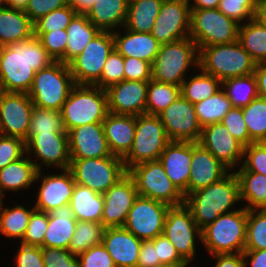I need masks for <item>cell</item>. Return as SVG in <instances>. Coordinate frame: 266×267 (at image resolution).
<instances>
[{"label": "cell", "instance_id": "1", "mask_svg": "<svg viewBox=\"0 0 266 267\" xmlns=\"http://www.w3.org/2000/svg\"><path fill=\"white\" fill-rule=\"evenodd\" d=\"M53 62L36 36L0 47V91L28 93L35 73Z\"/></svg>", "mask_w": 266, "mask_h": 267}, {"label": "cell", "instance_id": "2", "mask_svg": "<svg viewBox=\"0 0 266 267\" xmlns=\"http://www.w3.org/2000/svg\"><path fill=\"white\" fill-rule=\"evenodd\" d=\"M238 201L240 202L239 181L234 171L208 187L190 193L185 197L184 204L202 230L221 214L234 211L230 207Z\"/></svg>", "mask_w": 266, "mask_h": 267}, {"label": "cell", "instance_id": "3", "mask_svg": "<svg viewBox=\"0 0 266 267\" xmlns=\"http://www.w3.org/2000/svg\"><path fill=\"white\" fill-rule=\"evenodd\" d=\"M198 69L223 82L254 73L256 62L238 41L199 48Z\"/></svg>", "mask_w": 266, "mask_h": 267}, {"label": "cell", "instance_id": "4", "mask_svg": "<svg viewBox=\"0 0 266 267\" xmlns=\"http://www.w3.org/2000/svg\"><path fill=\"white\" fill-rule=\"evenodd\" d=\"M60 112L67 133L75 127L103 122L109 113L107 92L95 85H75Z\"/></svg>", "mask_w": 266, "mask_h": 267}, {"label": "cell", "instance_id": "5", "mask_svg": "<svg viewBox=\"0 0 266 267\" xmlns=\"http://www.w3.org/2000/svg\"><path fill=\"white\" fill-rule=\"evenodd\" d=\"M247 209L242 207L221 214L201 230V241L212 255L243 253L245 250Z\"/></svg>", "mask_w": 266, "mask_h": 267}, {"label": "cell", "instance_id": "6", "mask_svg": "<svg viewBox=\"0 0 266 267\" xmlns=\"http://www.w3.org/2000/svg\"><path fill=\"white\" fill-rule=\"evenodd\" d=\"M75 85L68 64L54 61L35 73L28 96L35 106L61 111Z\"/></svg>", "mask_w": 266, "mask_h": 267}, {"label": "cell", "instance_id": "7", "mask_svg": "<svg viewBox=\"0 0 266 267\" xmlns=\"http://www.w3.org/2000/svg\"><path fill=\"white\" fill-rule=\"evenodd\" d=\"M198 60V47L190 37L162 44L151 65L152 80L181 86L187 69L198 67Z\"/></svg>", "mask_w": 266, "mask_h": 267}, {"label": "cell", "instance_id": "8", "mask_svg": "<svg viewBox=\"0 0 266 267\" xmlns=\"http://www.w3.org/2000/svg\"><path fill=\"white\" fill-rule=\"evenodd\" d=\"M169 142L170 139L159 116L137 115L133 144L122 158L126 170L140 163L159 160Z\"/></svg>", "mask_w": 266, "mask_h": 267}, {"label": "cell", "instance_id": "9", "mask_svg": "<svg viewBox=\"0 0 266 267\" xmlns=\"http://www.w3.org/2000/svg\"><path fill=\"white\" fill-rule=\"evenodd\" d=\"M190 34L198 49L238 41L239 26L216 9H190Z\"/></svg>", "mask_w": 266, "mask_h": 267}, {"label": "cell", "instance_id": "10", "mask_svg": "<svg viewBox=\"0 0 266 267\" xmlns=\"http://www.w3.org/2000/svg\"><path fill=\"white\" fill-rule=\"evenodd\" d=\"M128 174L133 178L139 196L170 207L184 204V194L171 182L159 160L137 164L128 170Z\"/></svg>", "mask_w": 266, "mask_h": 267}, {"label": "cell", "instance_id": "11", "mask_svg": "<svg viewBox=\"0 0 266 267\" xmlns=\"http://www.w3.org/2000/svg\"><path fill=\"white\" fill-rule=\"evenodd\" d=\"M74 181L104 194L123 178L128 171L119 156L101 158L71 159L70 167Z\"/></svg>", "mask_w": 266, "mask_h": 267}, {"label": "cell", "instance_id": "12", "mask_svg": "<svg viewBox=\"0 0 266 267\" xmlns=\"http://www.w3.org/2000/svg\"><path fill=\"white\" fill-rule=\"evenodd\" d=\"M114 49L113 31H100L69 63L76 85H95L102 75L108 55Z\"/></svg>", "mask_w": 266, "mask_h": 267}, {"label": "cell", "instance_id": "13", "mask_svg": "<svg viewBox=\"0 0 266 267\" xmlns=\"http://www.w3.org/2000/svg\"><path fill=\"white\" fill-rule=\"evenodd\" d=\"M163 234L170 240L179 255L190 264L196 252V235L201 241V229L185 204L169 207Z\"/></svg>", "mask_w": 266, "mask_h": 267}, {"label": "cell", "instance_id": "14", "mask_svg": "<svg viewBox=\"0 0 266 267\" xmlns=\"http://www.w3.org/2000/svg\"><path fill=\"white\" fill-rule=\"evenodd\" d=\"M169 205L139 196L129 210L124 228L140 240H153L163 234Z\"/></svg>", "mask_w": 266, "mask_h": 267}, {"label": "cell", "instance_id": "15", "mask_svg": "<svg viewBox=\"0 0 266 267\" xmlns=\"http://www.w3.org/2000/svg\"><path fill=\"white\" fill-rule=\"evenodd\" d=\"M190 1L163 0L151 34L162 45L189 37Z\"/></svg>", "mask_w": 266, "mask_h": 267}, {"label": "cell", "instance_id": "16", "mask_svg": "<svg viewBox=\"0 0 266 267\" xmlns=\"http://www.w3.org/2000/svg\"><path fill=\"white\" fill-rule=\"evenodd\" d=\"M170 141L198 142L202 126L195 106L181 95L159 115Z\"/></svg>", "mask_w": 266, "mask_h": 267}, {"label": "cell", "instance_id": "17", "mask_svg": "<svg viewBox=\"0 0 266 267\" xmlns=\"http://www.w3.org/2000/svg\"><path fill=\"white\" fill-rule=\"evenodd\" d=\"M32 109L28 93L0 91V135L26 141Z\"/></svg>", "mask_w": 266, "mask_h": 267}, {"label": "cell", "instance_id": "18", "mask_svg": "<svg viewBox=\"0 0 266 267\" xmlns=\"http://www.w3.org/2000/svg\"><path fill=\"white\" fill-rule=\"evenodd\" d=\"M102 225L108 227H123L129 210L138 197L133 178L127 173L104 194Z\"/></svg>", "mask_w": 266, "mask_h": 267}, {"label": "cell", "instance_id": "19", "mask_svg": "<svg viewBox=\"0 0 266 267\" xmlns=\"http://www.w3.org/2000/svg\"><path fill=\"white\" fill-rule=\"evenodd\" d=\"M25 153H34L48 167L68 169L71 162L68 133L28 134Z\"/></svg>", "mask_w": 266, "mask_h": 267}, {"label": "cell", "instance_id": "20", "mask_svg": "<svg viewBox=\"0 0 266 267\" xmlns=\"http://www.w3.org/2000/svg\"><path fill=\"white\" fill-rule=\"evenodd\" d=\"M198 143L229 170L235 169L237 164L240 165L239 160L243 159L244 146L221 122L203 127Z\"/></svg>", "mask_w": 266, "mask_h": 267}, {"label": "cell", "instance_id": "21", "mask_svg": "<svg viewBox=\"0 0 266 267\" xmlns=\"http://www.w3.org/2000/svg\"><path fill=\"white\" fill-rule=\"evenodd\" d=\"M148 81L123 80L106 89L108 111L113 114H146Z\"/></svg>", "mask_w": 266, "mask_h": 267}, {"label": "cell", "instance_id": "22", "mask_svg": "<svg viewBox=\"0 0 266 267\" xmlns=\"http://www.w3.org/2000/svg\"><path fill=\"white\" fill-rule=\"evenodd\" d=\"M71 159L114 156L104 135L102 122L85 124L68 132Z\"/></svg>", "mask_w": 266, "mask_h": 267}, {"label": "cell", "instance_id": "23", "mask_svg": "<svg viewBox=\"0 0 266 267\" xmlns=\"http://www.w3.org/2000/svg\"><path fill=\"white\" fill-rule=\"evenodd\" d=\"M62 171V174H48L47 176H42L41 170L37 172L35 181L43 179L34 206L36 210L49 213L69 204L75 181L69 168Z\"/></svg>", "mask_w": 266, "mask_h": 267}, {"label": "cell", "instance_id": "24", "mask_svg": "<svg viewBox=\"0 0 266 267\" xmlns=\"http://www.w3.org/2000/svg\"><path fill=\"white\" fill-rule=\"evenodd\" d=\"M191 159L192 142L188 141H170L159 158L166 175L184 197L188 196Z\"/></svg>", "mask_w": 266, "mask_h": 267}, {"label": "cell", "instance_id": "25", "mask_svg": "<svg viewBox=\"0 0 266 267\" xmlns=\"http://www.w3.org/2000/svg\"><path fill=\"white\" fill-rule=\"evenodd\" d=\"M229 169L219 162L198 142H192L191 170L188 182V195L208 187L226 176Z\"/></svg>", "mask_w": 266, "mask_h": 267}, {"label": "cell", "instance_id": "26", "mask_svg": "<svg viewBox=\"0 0 266 267\" xmlns=\"http://www.w3.org/2000/svg\"><path fill=\"white\" fill-rule=\"evenodd\" d=\"M101 243L116 267H137L142 240L124 227L104 229Z\"/></svg>", "mask_w": 266, "mask_h": 267}, {"label": "cell", "instance_id": "27", "mask_svg": "<svg viewBox=\"0 0 266 267\" xmlns=\"http://www.w3.org/2000/svg\"><path fill=\"white\" fill-rule=\"evenodd\" d=\"M102 126L111 153L123 158L133 144L136 116L109 112Z\"/></svg>", "mask_w": 266, "mask_h": 267}, {"label": "cell", "instance_id": "28", "mask_svg": "<svg viewBox=\"0 0 266 267\" xmlns=\"http://www.w3.org/2000/svg\"><path fill=\"white\" fill-rule=\"evenodd\" d=\"M126 34L121 36L113 31L114 48L123 57H134L145 60L151 65L159 52L161 44L151 33L136 32L126 29Z\"/></svg>", "mask_w": 266, "mask_h": 267}, {"label": "cell", "instance_id": "29", "mask_svg": "<svg viewBox=\"0 0 266 267\" xmlns=\"http://www.w3.org/2000/svg\"><path fill=\"white\" fill-rule=\"evenodd\" d=\"M77 220L69 204L48 213V226L44 235L43 247L68 249Z\"/></svg>", "mask_w": 266, "mask_h": 267}, {"label": "cell", "instance_id": "30", "mask_svg": "<svg viewBox=\"0 0 266 267\" xmlns=\"http://www.w3.org/2000/svg\"><path fill=\"white\" fill-rule=\"evenodd\" d=\"M34 36V22L23 10L0 7V47Z\"/></svg>", "mask_w": 266, "mask_h": 267}, {"label": "cell", "instance_id": "31", "mask_svg": "<svg viewBox=\"0 0 266 267\" xmlns=\"http://www.w3.org/2000/svg\"><path fill=\"white\" fill-rule=\"evenodd\" d=\"M127 11V0H96L86 15L100 31H116V27H124Z\"/></svg>", "mask_w": 266, "mask_h": 267}, {"label": "cell", "instance_id": "32", "mask_svg": "<svg viewBox=\"0 0 266 267\" xmlns=\"http://www.w3.org/2000/svg\"><path fill=\"white\" fill-rule=\"evenodd\" d=\"M28 155L27 158L23 155L0 169V188L3 192L4 190L19 191L33 185L32 183H34L37 172L41 170L42 165L30 160Z\"/></svg>", "mask_w": 266, "mask_h": 267}, {"label": "cell", "instance_id": "33", "mask_svg": "<svg viewBox=\"0 0 266 267\" xmlns=\"http://www.w3.org/2000/svg\"><path fill=\"white\" fill-rule=\"evenodd\" d=\"M77 221L101 223L104 208L103 194L96 193L89 187L75 183L69 201Z\"/></svg>", "mask_w": 266, "mask_h": 267}, {"label": "cell", "instance_id": "34", "mask_svg": "<svg viewBox=\"0 0 266 267\" xmlns=\"http://www.w3.org/2000/svg\"><path fill=\"white\" fill-rule=\"evenodd\" d=\"M99 32L100 30L88 19L86 13L77 12L66 28V52L59 61L68 64L84 50Z\"/></svg>", "mask_w": 266, "mask_h": 267}, {"label": "cell", "instance_id": "35", "mask_svg": "<svg viewBox=\"0 0 266 267\" xmlns=\"http://www.w3.org/2000/svg\"><path fill=\"white\" fill-rule=\"evenodd\" d=\"M163 0H136L128 3L127 18L123 28L151 33Z\"/></svg>", "mask_w": 266, "mask_h": 267}, {"label": "cell", "instance_id": "36", "mask_svg": "<svg viewBox=\"0 0 266 267\" xmlns=\"http://www.w3.org/2000/svg\"><path fill=\"white\" fill-rule=\"evenodd\" d=\"M239 181L240 201L249 203L247 210L266 209V176L248 171H235Z\"/></svg>", "mask_w": 266, "mask_h": 267}, {"label": "cell", "instance_id": "37", "mask_svg": "<svg viewBox=\"0 0 266 267\" xmlns=\"http://www.w3.org/2000/svg\"><path fill=\"white\" fill-rule=\"evenodd\" d=\"M238 42L256 64L266 63V27L257 19L253 18L239 26Z\"/></svg>", "mask_w": 266, "mask_h": 267}, {"label": "cell", "instance_id": "38", "mask_svg": "<svg viewBox=\"0 0 266 267\" xmlns=\"http://www.w3.org/2000/svg\"><path fill=\"white\" fill-rule=\"evenodd\" d=\"M185 79L180 86L181 96L193 104L199 103L222 89V82L211 74H196L189 80Z\"/></svg>", "mask_w": 266, "mask_h": 267}, {"label": "cell", "instance_id": "39", "mask_svg": "<svg viewBox=\"0 0 266 267\" xmlns=\"http://www.w3.org/2000/svg\"><path fill=\"white\" fill-rule=\"evenodd\" d=\"M221 85L233 107H245L258 97L257 81L254 73L226 79Z\"/></svg>", "mask_w": 266, "mask_h": 267}, {"label": "cell", "instance_id": "40", "mask_svg": "<svg viewBox=\"0 0 266 267\" xmlns=\"http://www.w3.org/2000/svg\"><path fill=\"white\" fill-rule=\"evenodd\" d=\"M199 124L203 127L219 123L233 107L228 96L221 89L215 95L194 104Z\"/></svg>", "mask_w": 266, "mask_h": 267}, {"label": "cell", "instance_id": "41", "mask_svg": "<svg viewBox=\"0 0 266 267\" xmlns=\"http://www.w3.org/2000/svg\"><path fill=\"white\" fill-rule=\"evenodd\" d=\"M180 86L167 83L148 81L146 114L158 116L179 96Z\"/></svg>", "mask_w": 266, "mask_h": 267}, {"label": "cell", "instance_id": "42", "mask_svg": "<svg viewBox=\"0 0 266 267\" xmlns=\"http://www.w3.org/2000/svg\"><path fill=\"white\" fill-rule=\"evenodd\" d=\"M242 112L251 143L266 142V99L258 96Z\"/></svg>", "mask_w": 266, "mask_h": 267}, {"label": "cell", "instance_id": "43", "mask_svg": "<svg viewBox=\"0 0 266 267\" xmlns=\"http://www.w3.org/2000/svg\"><path fill=\"white\" fill-rule=\"evenodd\" d=\"M104 229L102 223L77 221L68 250L74 255H79L92 246L99 245L103 238Z\"/></svg>", "mask_w": 266, "mask_h": 267}, {"label": "cell", "instance_id": "44", "mask_svg": "<svg viewBox=\"0 0 266 267\" xmlns=\"http://www.w3.org/2000/svg\"><path fill=\"white\" fill-rule=\"evenodd\" d=\"M34 210V206L30 210L21 205L11 207L10 209L4 207L0 215L1 234L10 238H19L22 241L31 213Z\"/></svg>", "mask_w": 266, "mask_h": 267}, {"label": "cell", "instance_id": "45", "mask_svg": "<svg viewBox=\"0 0 266 267\" xmlns=\"http://www.w3.org/2000/svg\"><path fill=\"white\" fill-rule=\"evenodd\" d=\"M50 133H67L61 112L33 105L28 134Z\"/></svg>", "mask_w": 266, "mask_h": 267}, {"label": "cell", "instance_id": "46", "mask_svg": "<svg viewBox=\"0 0 266 267\" xmlns=\"http://www.w3.org/2000/svg\"><path fill=\"white\" fill-rule=\"evenodd\" d=\"M266 249V209L247 210L245 250Z\"/></svg>", "mask_w": 266, "mask_h": 267}, {"label": "cell", "instance_id": "47", "mask_svg": "<svg viewBox=\"0 0 266 267\" xmlns=\"http://www.w3.org/2000/svg\"><path fill=\"white\" fill-rule=\"evenodd\" d=\"M77 11L69 4L49 12L34 22V33L66 29Z\"/></svg>", "mask_w": 266, "mask_h": 267}, {"label": "cell", "instance_id": "48", "mask_svg": "<svg viewBox=\"0 0 266 267\" xmlns=\"http://www.w3.org/2000/svg\"><path fill=\"white\" fill-rule=\"evenodd\" d=\"M258 6L253 0H221L217 7L225 16L233 19L238 24L252 20Z\"/></svg>", "mask_w": 266, "mask_h": 267}, {"label": "cell", "instance_id": "49", "mask_svg": "<svg viewBox=\"0 0 266 267\" xmlns=\"http://www.w3.org/2000/svg\"><path fill=\"white\" fill-rule=\"evenodd\" d=\"M124 80V57L114 48L104 64L101 79L95 86L106 90Z\"/></svg>", "mask_w": 266, "mask_h": 267}, {"label": "cell", "instance_id": "50", "mask_svg": "<svg viewBox=\"0 0 266 267\" xmlns=\"http://www.w3.org/2000/svg\"><path fill=\"white\" fill-rule=\"evenodd\" d=\"M48 226V213L34 210L31 213L21 244L43 247L44 235Z\"/></svg>", "mask_w": 266, "mask_h": 267}, {"label": "cell", "instance_id": "51", "mask_svg": "<svg viewBox=\"0 0 266 267\" xmlns=\"http://www.w3.org/2000/svg\"><path fill=\"white\" fill-rule=\"evenodd\" d=\"M243 158L238 171L255 172L266 176V142L251 143L244 147Z\"/></svg>", "mask_w": 266, "mask_h": 267}, {"label": "cell", "instance_id": "52", "mask_svg": "<svg viewBox=\"0 0 266 267\" xmlns=\"http://www.w3.org/2000/svg\"><path fill=\"white\" fill-rule=\"evenodd\" d=\"M221 123L244 147L251 144V138L244 122L242 108L232 107L223 117Z\"/></svg>", "mask_w": 266, "mask_h": 267}, {"label": "cell", "instance_id": "53", "mask_svg": "<svg viewBox=\"0 0 266 267\" xmlns=\"http://www.w3.org/2000/svg\"><path fill=\"white\" fill-rule=\"evenodd\" d=\"M34 36L39 38L43 47L54 61H59L65 55L67 46L66 29L53 30L46 33H34Z\"/></svg>", "mask_w": 266, "mask_h": 267}, {"label": "cell", "instance_id": "54", "mask_svg": "<svg viewBox=\"0 0 266 267\" xmlns=\"http://www.w3.org/2000/svg\"><path fill=\"white\" fill-rule=\"evenodd\" d=\"M152 241L161 265L189 266L164 234L158 235Z\"/></svg>", "mask_w": 266, "mask_h": 267}, {"label": "cell", "instance_id": "55", "mask_svg": "<svg viewBox=\"0 0 266 267\" xmlns=\"http://www.w3.org/2000/svg\"><path fill=\"white\" fill-rule=\"evenodd\" d=\"M45 267H80L77 255L68 249L41 247Z\"/></svg>", "mask_w": 266, "mask_h": 267}, {"label": "cell", "instance_id": "56", "mask_svg": "<svg viewBox=\"0 0 266 267\" xmlns=\"http://www.w3.org/2000/svg\"><path fill=\"white\" fill-rule=\"evenodd\" d=\"M25 153V141L0 135V169L21 158Z\"/></svg>", "mask_w": 266, "mask_h": 267}, {"label": "cell", "instance_id": "57", "mask_svg": "<svg viewBox=\"0 0 266 267\" xmlns=\"http://www.w3.org/2000/svg\"><path fill=\"white\" fill-rule=\"evenodd\" d=\"M80 267H116L102 243L77 255Z\"/></svg>", "mask_w": 266, "mask_h": 267}, {"label": "cell", "instance_id": "58", "mask_svg": "<svg viewBox=\"0 0 266 267\" xmlns=\"http://www.w3.org/2000/svg\"><path fill=\"white\" fill-rule=\"evenodd\" d=\"M151 79L149 62L139 58L124 57V80L149 81Z\"/></svg>", "mask_w": 266, "mask_h": 267}, {"label": "cell", "instance_id": "59", "mask_svg": "<svg viewBox=\"0 0 266 267\" xmlns=\"http://www.w3.org/2000/svg\"><path fill=\"white\" fill-rule=\"evenodd\" d=\"M69 5V0H29L25 13L35 22L49 12Z\"/></svg>", "mask_w": 266, "mask_h": 267}, {"label": "cell", "instance_id": "60", "mask_svg": "<svg viewBox=\"0 0 266 267\" xmlns=\"http://www.w3.org/2000/svg\"><path fill=\"white\" fill-rule=\"evenodd\" d=\"M15 261L16 267H45L39 246H27L20 243Z\"/></svg>", "mask_w": 266, "mask_h": 267}, {"label": "cell", "instance_id": "61", "mask_svg": "<svg viewBox=\"0 0 266 267\" xmlns=\"http://www.w3.org/2000/svg\"><path fill=\"white\" fill-rule=\"evenodd\" d=\"M157 260L155 245L152 240H143L138 256L137 267H157L160 266Z\"/></svg>", "mask_w": 266, "mask_h": 267}, {"label": "cell", "instance_id": "62", "mask_svg": "<svg viewBox=\"0 0 266 267\" xmlns=\"http://www.w3.org/2000/svg\"><path fill=\"white\" fill-rule=\"evenodd\" d=\"M217 259L214 267H247L242 253H226L213 255Z\"/></svg>", "mask_w": 266, "mask_h": 267}, {"label": "cell", "instance_id": "63", "mask_svg": "<svg viewBox=\"0 0 266 267\" xmlns=\"http://www.w3.org/2000/svg\"><path fill=\"white\" fill-rule=\"evenodd\" d=\"M243 259L250 258V267H266V249L264 250H244Z\"/></svg>", "mask_w": 266, "mask_h": 267}, {"label": "cell", "instance_id": "64", "mask_svg": "<svg viewBox=\"0 0 266 267\" xmlns=\"http://www.w3.org/2000/svg\"><path fill=\"white\" fill-rule=\"evenodd\" d=\"M254 75L257 81L258 96L266 99V63L257 64Z\"/></svg>", "mask_w": 266, "mask_h": 267}, {"label": "cell", "instance_id": "65", "mask_svg": "<svg viewBox=\"0 0 266 267\" xmlns=\"http://www.w3.org/2000/svg\"><path fill=\"white\" fill-rule=\"evenodd\" d=\"M190 9H216L221 0H193Z\"/></svg>", "mask_w": 266, "mask_h": 267}, {"label": "cell", "instance_id": "66", "mask_svg": "<svg viewBox=\"0 0 266 267\" xmlns=\"http://www.w3.org/2000/svg\"><path fill=\"white\" fill-rule=\"evenodd\" d=\"M96 0H69V4L80 13H86Z\"/></svg>", "mask_w": 266, "mask_h": 267}, {"label": "cell", "instance_id": "67", "mask_svg": "<svg viewBox=\"0 0 266 267\" xmlns=\"http://www.w3.org/2000/svg\"><path fill=\"white\" fill-rule=\"evenodd\" d=\"M29 0H5V6L25 11Z\"/></svg>", "mask_w": 266, "mask_h": 267}, {"label": "cell", "instance_id": "68", "mask_svg": "<svg viewBox=\"0 0 266 267\" xmlns=\"http://www.w3.org/2000/svg\"><path fill=\"white\" fill-rule=\"evenodd\" d=\"M255 19H257L264 27H266V4L258 6Z\"/></svg>", "mask_w": 266, "mask_h": 267}, {"label": "cell", "instance_id": "69", "mask_svg": "<svg viewBox=\"0 0 266 267\" xmlns=\"http://www.w3.org/2000/svg\"><path fill=\"white\" fill-rule=\"evenodd\" d=\"M3 195H4V192L0 188V215H1L2 211L4 210V208H3L4 204H2V202H3L2 198L4 197Z\"/></svg>", "mask_w": 266, "mask_h": 267}, {"label": "cell", "instance_id": "70", "mask_svg": "<svg viewBox=\"0 0 266 267\" xmlns=\"http://www.w3.org/2000/svg\"><path fill=\"white\" fill-rule=\"evenodd\" d=\"M253 2H254L257 6L266 4V0H253Z\"/></svg>", "mask_w": 266, "mask_h": 267}, {"label": "cell", "instance_id": "71", "mask_svg": "<svg viewBox=\"0 0 266 267\" xmlns=\"http://www.w3.org/2000/svg\"><path fill=\"white\" fill-rule=\"evenodd\" d=\"M157 267H188V266H175V265H160V266H157Z\"/></svg>", "mask_w": 266, "mask_h": 267}, {"label": "cell", "instance_id": "72", "mask_svg": "<svg viewBox=\"0 0 266 267\" xmlns=\"http://www.w3.org/2000/svg\"><path fill=\"white\" fill-rule=\"evenodd\" d=\"M5 5V0H0V7H4Z\"/></svg>", "mask_w": 266, "mask_h": 267}, {"label": "cell", "instance_id": "73", "mask_svg": "<svg viewBox=\"0 0 266 267\" xmlns=\"http://www.w3.org/2000/svg\"><path fill=\"white\" fill-rule=\"evenodd\" d=\"M133 1H136V0H127L128 3H131V2H133Z\"/></svg>", "mask_w": 266, "mask_h": 267}]
</instances>
